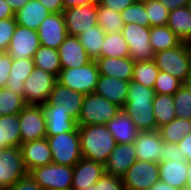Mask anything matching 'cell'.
<instances>
[{
	"label": "cell",
	"mask_w": 191,
	"mask_h": 190,
	"mask_svg": "<svg viewBox=\"0 0 191 190\" xmlns=\"http://www.w3.org/2000/svg\"><path fill=\"white\" fill-rule=\"evenodd\" d=\"M155 91L141 83L130 81L127 100L122 110L134 122L140 131L156 130L153 112Z\"/></svg>",
	"instance_id": "cell-1"
},
{
	"label": "cell",
	"mask_w": 191,
	"mask_h": 190,
	"mask_svg": "<svg viewBox=\"0 0 191 190\" xmlns=\"http://www.w3.org/2000/svg\"><path fill=\"white\" fill-rule=\"evenodd\" d=\"M82 157L105 164L116 141L106 125H78Z\"/></svg>",
	"instance_id": "cell-2"
},
{
	"label": "cell",
	"mask_w": 191,
	"mask_h": 190,
	"mask_svg": "<svg viewBox=\"0 0 191 190\" xmlns=\"http://www.w3.org/2000/svg\"><path fill=\"white\" fill-rule=\"evenodd\" d=\"M154 62L160 71L176 77L184 84L191 75V58L186 42L155 53Z\"/></svg>",
	"instance_id": "cell-3"
},
{
	"label": "cell",
	"mask_w": 191,
	"mask_h": 190,
	"mask_svg": "<svg viewBox=\"0 0 191 190\" xmlns=\"http://www.w3.org/2000/svg\"><path fill=\"white\" fill-rule=\"evenodd\" d=\"M52 152V163L73 167L82 159L78 127L72 132L46 136Z\"/></svg>",
	"instance_id": "cell-4"
},
{
	"label": "cell",
	"mask_w": 191,
	"mask_h": 190,
	"mask_svg": "<svg viewBox=\"0 0 191 190\" xmlns=\"http://www.w3.org/2000/svg\"><path fill=\"white\" fill-rule=\"evenodd\" d=\"M121 110L119 106L92 92L85 95L77 120L78 125H106Z\"/></svg>",
	"instance_id": "cell-5"
},
{
	"label": "cell",
	"mask_w": 191,
	"mask_h": 190,
	"mask_svg": "<svg viewBox=\"0 0 191 190\" xmlns=\"http://www.w3.org/2000/svg\"><path fill=\"white\" fill-rule=\"evenodd\" d=\"M99 70L95 60L76 68H62L57 81L71 90L88 95L95 91Z\"/></svg>",
	"instance_id": "cell-6"
},
{
	"label": "cell",
	"mask_w": 191,
	"mask_h": 190,
	"mask_svg": "<svg viewBox=\"0 0 191 190\" xmlns=\"http://www.w3.org/2000/svg\"><path fill=\"white\" fill-rule=\"evenodd\" d=\"M28 174L44 190L70 189L72 187L73 167L50 163L31 169Z\"/></svg>",
	"instance_id": "cell-7"
},
{
	"label": "cell",
	"mask_w": 191,
	"mask_h": 190,
	"mask_svg": "<svg viewBox=\"0 0 191 190\" xmlns=\"http://www.w3.org/2000/svg\"><path fill=\"white\" fill-rule=\"evenodd\" d=\"M57 82L55 75L35 67L24 81L23 99L25 103L34 105L45 103Z\"/></svg>",
	"instance_id": "cell-8"
},
{
	"label": "cell",
	"mask_w": 191,
	"mask_h": 190,
	"mask_svg": "<svg viewBox=\"0 0 191 190\" xmlns=\"http://www.w3.org/2000/svg\"><path fill=\"white\" fill-rule=\"evenodd\" d=\"M121 33L129 45L133 61H154L155 51L149 43L150 27L135 23L125 24Z\"/></svg>",
	"instance_id": "cell-9"
},
{
	"label": "cell",
	"mask_w": 191,
	"mask_h": 190,
	"mask_svg": "<svg viewBox=\"0 0 191 190\" xmlns=\"http://www.w3.org/2000/svg\"><path fill=\"white\" fill-rule=\"evenodd\" d=\"M28 175L20 147L0 150V190L13 186L19 179Z\"/></svg>",
	"instance_id": "cell-10"
},
{
	"label": "cell",
	"mask_w": 191,
	"mask_h": 190,
	"mask_svg": "<svg viewBox=\"0 0 191 190\" xmlns=\"http://www.w3.org/2000/svg\"><path fill=\"white\" fill-rule=\"evenodd\" d=\"M125 190H149L159 181V164L136 160L122 177Z\"/></svg>",
	"instance_id": "cell-11"
},
{
	"label": "cell",
	"mask_w": 191,
	"mask_h": 190,
	"mask_svg": "<svg viewBox=\"0 0 191 190\" xmlns=\"http://www.w3.org/2000/svg\"><path fill=\"white\" fill-rule=\"evenodd\" d=\"M21 144L46 137V120L41 105L27 104L19 112Z\"/></svg>",
	"instance_id": "cell-12"
},
{
	"label": "cell",
	"mask_w": 191,
	"mask_h": 190,
	"mask_svg": "<svg viewBox=\"0 0 191 190\" xmlns=\"http://www.w3.org/2000/svg\"><path fill=\"white\" fill-rule=\"evenodd\" d=\"M62 13L68 35L79 36L88 28L98 25L97 2L64 9Z\"/></svg>",
	"instance_id": "cell-13"
},
{
	"label": "cell",
	"mask_w": 191,
	"mask_h": 190,
	"mask_svg": "<svg viewBox=\"0 0 191 190\" xmlns=\"http://www.w3.org/2000/svg\"><path fill=\"white\" fill-rule=\"evenodd\" d=\"M39 47L40 40L37 31L17 24L6 52L13 59H33Z\"/></svg>",
	"instance_id": "cell-14"
},
{
	"label": "cell",
	"mask_w": 191,
	"mask_h": 190,
	"mask_svg": "<svg viewBox=\"0 0 191 190\" xmlns=\"http://www.w3.org/2000/svg\"><path fill=\"white\" fill-rule=\"evenodd\" d=\"M40 45L58 50L68 35L63 13H50L37 29Z\"/></svg>",
	"instance_id": "cell-15"
},
{
	"label": "cell",
	"mask_w": 191,
	"mask_h": 190,
	"mask_svg": "<svg viewBox=\"0 0 191 190\" xmlns=\"http://www.w3.org/2000/svg\"><path fill=\"white\" fill-rule=\"evenodd\" d=\"M41 106L46 120V136L72 132L78 127L77 120L61 108L60 104H41Z\"/></svg>",
	"instance_id": "cell-16"
},
{
	"label": "cell",
	"mask_w": 191,
	"mask_h": 190,
	"mask_svg": "<svg viewBox=\"0 0 191 190\" xmlns=\"http://www.w3.org/2000/svg\"><path fill=\"white\" fill-rule=\"evenodd\" d=\"M136 160L134 143L116 144L104 164L105 173L122 178Z\"/></svg>",
	"instance_id": "cell-17"
},
{
	"label": "cell",
	"mask_w": 191,
	"mask_h": 190,
	"mask_svg": "<svg viewBox=\"0 0 191 190\" xmlns=\"http://www.w3.org/2000/svg\"><path fill=\"white\" fill-rule=\"evenodd\" d=\"M163 142L158 130L140 131L134 142L137 160L160 163Z\"/></svg>",
	"instance_id": "cell-18"
},
{
	"label": "cell",
	"mask_w": 191,
	"mask_h": 190,
	"mask_svg": "<svg viewBox=\"0 0 191 190\" xmlns=\"http://www.w3.org/2000/svg\"><path fill=\"white\" fill-rule=\"evenodd\" d=\"M104 173V164L82 158L73 166L71 189L84 190L96 184Z\"/></svg>",
	"instance_id": "cell-19"
},
{
	"label": "cell",
	"mask_w": 191,
	"mask_h": 190,
	"mask_svg": "<svg viewBox=\"0 0 191 190\" xmlns=\"http://www.w3.org/2000/svg\"><path fill=\"white\" fill-rule=\"evenodd\" d=\"M84 97V94L71 90L57 82L47 101L43 104H60L61 108L68 111L75 120H78Z\"/></svg>",
	"instance_id": "cell-20"
},
{
	"label": "cell",
	"mask_w": 191,
	"mask_h": 190,
	"mask_svg": "<svg viewBox=\"0 0 191 190\" xmlns=\"http://www.w3.org/2000/svg\"><path fill=\"white\" fill-rule=\"evenodd\" d=\"M62 68H76L89 63L92 59L87 55L78 36L67 35L58 48Z\"/></svg>",
	"instance_id": "cell-21"
},
{
	"label": "cell",
	"mask_w": 191,
	"mask_h": 190,
	"mask_svg": "<svg viewBox=\"0 0 191 190\" xmlns=\"http://www.w3.org/2000/svg\"><path fill=\"white\" fill-rule=\"evenodd\" d=\"M129 84L130 81L99 75L94 92L122 109L127 100Z\"/></svg>",
	"instance_id": "cell-22"
},
{
	"label": "cell",
	"mask_w": 191,
	"mask_h": 190,
	"mask_svg": "<svg viewBox=\"0 0 191 190\" xmlns=\"http://www.w3.org/2000/svg\"><path fill=\"white\" fill-rule=\"evenodd\" d=\"M20 148L28 172L36 167L52 163V152L46 137L22 143Z\"/></svg>",
	"instance_id": "cell-23"
},
{
	"label": "cell",
	"mask_w": 191,
	"mask_h": 190,
	"mask_svg": "<svg viewBox=\"0 0 191 190\" xmlns=\"http://www.w3.org/2000/svg\"><path fill=\"white\" fill-rule=\"evenodd\" d=\"M99 74L131 81L135 61L131 57H100L96 60Z\"/></svg>",
	"instance_id": "cell-24"
},
{
	"label": "cell",
	"mask_w": 191,
	"mask_h": 190,
	"mask_svg": "<svg viewBox=\"0 0 191 190\" xmlns=\"http://www.w3.org/2000/svg\"><path fill=\"white\" fill-rule=\"evenodd\" d=\"M117 144L134 143L140 130L129 116L121 109L115 117L106 124Z\"/></svg>",
	"instance_id": "cell-25"
},
{
	"label": "cell",
	"mask_w": 191,
	"mask_h": 190,
	"mask_svg": "<svg viewBox=\"0 0 191 190\" xmlns=\"http://www.w3.org/2000/svg\"><path fill=\"white\" fill-rule=\"evenodd\" d=\"M159 181L169 184L178 190H186L188 162L173 160L160 162Z\"/></svg>",
	"instance_id": "cell-26"
},
{
	"label": "cell",
	"mask_w": 191,
	"mask_h": 190,
	"mask_svg": "<svg viewBox=\"0 0 191 190\" xmlns=\"http://www.w3.org/2000/svg\"><path fill=\"white\" fill-rule=\"evenodd\" d=\"M50 13L38 0H30L15 13V19L18 25L37 31Z\"/></svg>",
	"instance_id": "cell-27"
},
{
	"label": "cell",
	"mask_w": 191,
	"mask_h": 190,
	"mask_svg": "<svg viewBox=\"0 0 191 190\" xmlns=\"http://www.w3.org/2000/svg\"><path fill=\"white\" fill-rule=\"evenodd\" d=\"M34 69L35 65L32 58L13 59L6 87L15 94L23 95L24 81Z\"/></svg>",
	"instance_id": "cell-28"
},
{
	"label": "cell",
	"mask_w": 191,
	"mask_h": 190,
	"mask_svg": "<svg viewBox=\"0 0 191 190\" xmlns=\"http://www.w3.org/2000/svg\"><path fill=\"white\" fill-rule=\"evenodd\" d=\"M19 113L0 116V150L8 147H20Z\"/></svg>",
	"instance_id": "cell-29"
},
{
	"label": "cell",
	"mask_w": 191,
	"mask_h": 190,
	"mask_svg": "<svg viewBox=\"0 0 191 190\" xmlns=\"http://www.w3.org/2000/svg\"><path fill=\"white\" fill-rule=\"evenodd\" d=\"M167 26L176 34L181 42H191V12L187 6L171 10Z\"/></svg>",
	"instance_id": "cell-30"
},
{
	"label": "cell",
	"mask_w": 191,
	"mask_h": 190,
	"mask_svg": "<svg viewBox=\"0 0 191 190\" xmlns=\"http://www.w3.org/2000/svg\"><path fill=\"white\" fill-rule=\"evenodd\" d=\"M152 105L156 130L176 119L173 95L155 94Z\"/></svg>",
	"instance_id": "cell-31"
},
{
	"label": "cell",
	"mask_w": 191,
	"mask_h": 190,
	"mask_svg": "<svg viewBox=\"0 0 191 190\" xmlns=\"http://www.w3.org/2000/svg\"><path fill=\"white\" fill-rule=\"evenodd\" d=\"M100 57H130L129 45L121 32L105 34L103 45L100 49Z\"/></svg>",
	"instance_id": "cell-32"
},
{
	"label": "cell",
	"mask_w": 191,
	"mask_h": 190,
	"mask_svg": "<svg viewBox=\"0 0 191 190\" xmlns=\"http://www.w3.org/2000/svg\"><path fill=\"white\" fill-rule=\"evenodd\" d=\"M33 61L35 67L43 69L56 77L59 76L62 69L58 50L43 45H40L36 50Z\"/></svg>",
	"instance_id": "cell-33"
},
{
	"label": "cell",
	"mask_w": 191,
	"mask_h": 190,
	"mask_svg": "<svg viewBox=\"0 0 191 190\" xmlns=\"http://www.w3.org/2000/svg\"><path fill=\"white\" fill-rule=\"evenodd\" d=\"M155 53L173 48L181 43V40L167 26L150 27V40Z\"/></svg>",
	"instance_id": "cell-34"
},
{
	"label": "cell",
	"mask_w": 191,
	"mask_h": 190,
	"mask_svg": "<svg viewBox=\"0 0 191 190\" xmlns=\"http://www.w3.org/2000/svg\"><path fill=\"white\" fill-rule=\"evenodd\" d=\"M78 38L87 52V55L92 60L100 58V49L103 45L105 32L99 25L90 27L87 31H83Z\"/></svg>",
	"instance_id": "cell-35"
},
{
	"label": "cell",
	"mask_w": 191,
	"mask_h": 190,
	"mask_svg": "<svg viewBox=\"0 0 191 190\" xmlns=\"http://www.w3.org/2000/svg\"><path fill=\"white\" fill-rule=\"evenodd\" d=\"M158 131L164 142L178 144L186 134L191 133V120L176 118Z\"/></svg>",
	"instance_id": "cell-36"
},
{
	"label": "cell",
	"mask_w": 191,
	"mask_h": 190,
	"mask_svg": "<svg viewBox=\"0 0 191 190\" xmlns=\"http://www.w3.org/2000/svg\"><path fill=\"white\" fill-rule=\"evenodd\" d=\"M97 20L98 25L104 30L105 34L121 32L125 25L119 12L101 6L98 2Z\"/></svg>",
	"instance_id": "cell-37"
},
{
	"label": "cell",
	"mask_w": 191,
	"mask_h": 190,
	"mask_svg": "<svg viewBox=\"0 0 191 190\" xmlns=\"http://www.w3.org/2000/svg\"><path fill=\"white\" fill-rule=\"evenodd\" d=\"M160 70L154 61H135L131 81L141 83L145 87H154L155 80Z\"/></svg>",
	"instance_id": "cell-38"
},
{
	"label": "cell",
	"mask_w": 191,
	"mask_h": 190,
	"mask_svg": "<svg viewBox=\"0 0 191 190\" xmlns=\"http://www.w3.org/2000/svg\"><path fill=\"white\" fill-rule=\"evenodd\" d=\"M27 104L23 95L12 92L9 88H0V116L18 114Z\"/></svg>",
	"instance_id": "cell-39"
},
{
	"label": "cell",
	"mask_w": 191,
	"mask_h": 190,
	"mask_svg": "<svg viewBox=\"0 0 191 190\" xmlns=\"http://www.w3.org/2000/svg\"><path fill=\"white\" fill-rule=\"evenodd\" d=\"M176 118L191 120V89L183 84L174 94Z\"/></svg>",
	"instance_id": "cell-40"
},
{
	"label": "cell",
	"mask_w": 191,
	"mask_h": 190,
	"mask_svg": "<svg viewBox=\"0 0 191 190\" xmlns=\"http://www.w3.org/2000/svg\"><path fill=\"white\" fill-rule=\"evenodd\" d=\"M120 14L124 24L135 23L144 27H150V20L142 0H137L131 6L124 9Z\"/></svg>",
	"instance_id": "cell-41"
},
{
	"label": "cell",
	"mask_w": 191,
	"mask_h": 190,
	"mask_svg": "<svg viewBox=\"0 0 191 190\" xmlns=\"http://www.w3.org/2000/svg\"><path fill=\"white\" fill-rule=\"evenodd\" d=\"M142 1L150 20V27L167 25L170 10L162 2L159 0Z\"/></svg>",
	"instance_id": "cell-42"
},
{
	"label": "cell",
	"mask_w": 191,
	"mask_h": 190,
	"mask_svg": "<svg viewBox=\"0 0 191 190\" xmlns=\"http://www.w3.org/2000/svg\"><path fill=\"white\" fill-rule=\"evenodd\" d=\"M183 84L184 83L176 77L164 71H160L155 80L153 89L155 94L173 95Z\"/></svg>",
	"instance_id": "cell-43"
},
{
	"label": "cell",
	"mask_w": 191,
	"mask_h": 190,
	"mask_svg": "<svg viewBox=\"0 0 191 190\" xmlns=\"http://www.w3.org/2000/svg\"><path fill=\"white\" fill-rule=\"evenodd\" d=\"M15 17L0 20V51L6 52L16 28Z\"/></svg>",
	"instance_id": "cell-44"
},
{
	"label": "cell",
	"mask_w": 191,
	"mask_h": 190,
	"mask_svg": "<svg viewBox=\"0 0 191 190\" xmlns=\"http://www.w3.org/2000/svg\"><path fill=\"white\" fill-rule=\"evenodd\" d=\"M94 190H125L122 178L104 173L99 181L94 184Z\"/></svg>",
	"instance_id": "cell-45"
},
{
	"label": "cell",
	"mask_w": 191,
	"mask_h": 190,
	"mask_svg": "<svg viewBox=\"0 0 191 190\" xmlns=\"http://www.w3.org/2000/svg\"><path fill=\"white\" fill-rule=\"evenodd\" d=\"M162 153L160 154V162L185 160L181 154V149L177 144L163 142Z\"/></svg>",
	"instance_id": "cell-46"
},
{
	"label": "cell",
	"mask_w": 191,
	"mask_h": 190,
	"mask_svg": "<svg viewBox=\"0 0 191 190\" xmlns=\"http://www.w3.org/2000/svg\"><path fill=\"white\" fill-rule=\"evenodd\" d=\"M12 63L13 58L7 52L0 54V88L7 86Z\"/></svg>",
	"instance_id": "cell-47"
},
{
	"label": "cell",
	"mask_w": 191,
	"mask_h": 190,
	"mask_svg": "<svg viewBox=\"0 0 191 190\" xmlns=\"http://www.w3.org/2000/svg\"><path fill=\"white\" fill-rule=\"evenodd\" d=\"M5 190H44L30 175L19 179L13 186Z\"/></svg>",
	"instance_id": "cell-48"
},
{
	"label": "cell",
	"mask_w": 191,
	"mask_h": 190,
	"mask_svg": "<svg viewBox=\"0 0 191 190\" xmlns=\"http://www.w3.org/2000/svg\"><path fill=\"white\" fill-rule=\"evenodd\" d=\"M137 0H97V2L104 7L121 13L128 6H131Z\"/></svg>",
	"instance_id": "cell-49"
},
{
	"label": "cell",
	"mask_w": 191,
	"mask_h": 190,
	"mask_svg": "<svg viewBox=\"0 0 191 190\" xmlns=\"http://www.w3.org/2000/svg\"><path fill=\"white\" fill-rule=\"evenodd\" d=\"M187 162H191V133L186 134L177 144Z\"/></svg>",
	"instance_id": "cell-50"
},
{
	"label": "cell",
	"mask_w": 191,
	"mask_h": 190,
	"mask_svg": "<svg viewBox=\"0 0 191 190\" xmlns=\"http://www.w3.org/2000/svg\"><path fill=\"white\" fill-rule=\"evenodd\" d=\"M49 12L62 13L64 6L62 0H38Z\"/></svg>",
	"instance_id": "cell-51"
},
{
	"label": "cell",
	"mask_w": 191,
	"mask_h": 190,
	"mask_svg": "<svg viewBox=\"0 0 191 190\" xmlns=\"http://www.w3.org/2000/svg\"><path fill=\"white\" fill-rule=\"evenodd\" d=\"M64 9L77 6H85L97 2V0H62Z\"/></svg>",
	"instance_id": "cell-52"
},
{
	"label": "cell",
	"mask_w": 191,
	"mask_h": 190,
	"mask_svg": "<svg viewBox=\"0 0 191 190\" xmlns=\"http://www.w3.org/2000/svg\"><path fill=\"white\" fill-rule=\"evenodd\" d=\"M15 17L9 4L5 0H0V20Z\"/></svg>",
	"instance_id": "cell-53"
},
{
	"label": "cell",
	"mask_w": 191,
	"mask_h": 190,
	"mask_svg": "<svg viewBox=\"0 0 191 190\" xmlns=\"http://www.w3.org/2000/svg\"><path fill=\"white\" fill-rule=\"evenodd\" d=\"M162 2L170 11L177 8L187 6L189 0H159Z\"/></svg>",
	"instance_id": "cell-54"
},
{
	"label": "cell",
	"mask_w": 191,
	"mask_h": 190,
	"mask_svg": "<svg viewBox=\"0 0 191 190\" xmlns=\"http://www.w3.org/2000/svg\"><path fill=\"white\" fill-rule=\"evenodd\" d=\"M5 1L9 4L11 10L15 14L22 7H24L30 0H5Z\"/></svg>",
	"instance_id": "cell-55"
},
{
	"label": "cell",
	"mask_w": 191,
	"mask_h": 190,
	"mask_svg": "<svg viewBox=\"0 0 191 190\" xmlns=\"http://www.w3.org/2000/svg\"><path fill=\"white\" fill-rule=\"evenodd\" d=\"M149 190H178V189L170 186L169 184L158 181Z\"/></svg>",
	"instance_id": "cell-56"
},
{
	"label": "cell",
	"mask_w": 191,
	"mask_h": 190,
	"mask_svg": "<svg viewBox=\"0 0 191 190\" xmlns=\"http://www.w3.org/2000/svg\"><path fill=\"white\" fill-rule=\"evenodd\" d=\"M186 190H191V162H188Z\"/></svg>",
	"instance_id": "cell-57"
},
{
	"label": "cell",
	"mask_w": 191,
	"mask_h": 190,
	"mask_svg": "<svg viewBox=\"0 0 191 190\" xmlns=\"http://www.w3.org/2000/svg\"><path fill=\"white\" fill-rule=\"evenodd\" d=\"M187 48H188V51L190 53V58H191V42L187 43Z\"/></svg>",
	"instance_id": "cell-58"
},
{
	"label": "cell",
	"mask_w": 191,
	"mask_h": 190,
	"mask_svg": "<svg viewBox=\"0 0 191 190\" xmlns=\"http://www.w3.org/2000/svg\"><path fill=\"white\" fill-rule=\"evenodd\" d=\"M188 86H189V88L191 89V75L189 76V79H188V81H187V83H186Z\"/></svg>",
	"instance_id": "cell-59"
},
{
	"label": "cell",
	"mask_w": 191,
	"mask_h": 190,
	"mask_svg": "<svg viewBox=\"0 0 191 190\" xmlns=\"http://www.w3.org/2000/svg\"><path fill=\"white\" fill-rule=\"evenodd\" d=\"M84 190H94V185L89 186L88 188H84Z\"/></svg>",
	"instance_id": "cell-60"
},
{
	"label": "cell",
	"mask_w": 191,
	"mask_h": 190,
	"mask_svg": "<svg viewBox=\"0 0 191 190\" xmlns=\"http://www.w3.org/2000/svg\"><path fill=\"white\" fill-rule=\"evenodd\" d=\"M187 7H188L189 11L191 12V0H189Z\"/></svg>",
	"instance_id": "cell-61"
},
{
	"label": "cell",
	"mask_w": 191,
	"mask_h": 190,
	"mask_svg": "<svg viewBox=\"0 0 191 190\" xmlns=\"http://www.w3.org/2000/svg\"><path fill=\"white\" fill-rule=\"evenodd\" d=\"M55 190H72V189L70 188V189H55Z\"/></svg>",
	"instance_id": "cell-62"
}]
</instances>
